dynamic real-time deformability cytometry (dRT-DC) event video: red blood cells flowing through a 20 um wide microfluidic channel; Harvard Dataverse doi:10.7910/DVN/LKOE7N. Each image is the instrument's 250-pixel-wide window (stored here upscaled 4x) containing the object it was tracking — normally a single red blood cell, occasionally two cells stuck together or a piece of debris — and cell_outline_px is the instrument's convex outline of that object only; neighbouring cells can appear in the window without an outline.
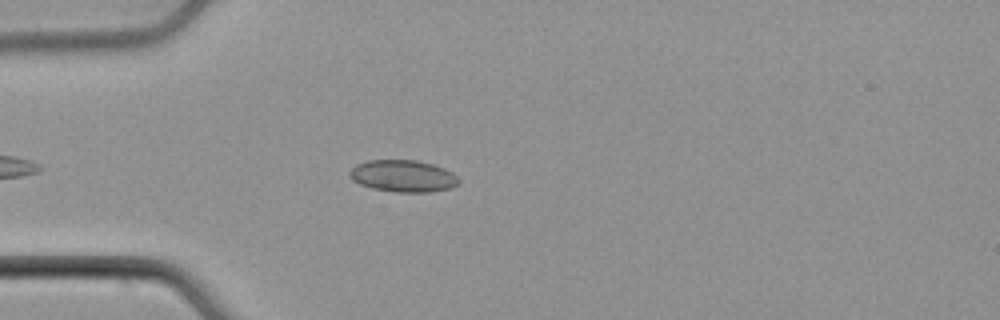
{"species": "common noctule bat (a hibernating species)", "species_latin": "Nyctalus noctula", "temperature_condition": "cold", "stored_images_in_passage": 45, "camera_frame_rate_fps": 3000, "um_per_image_px": 0.085, "animal": {"sex": "male", "body_mass_g": 21.5, "forearm_length_mm": 52.0}, "frame": {"image": 1, "passage_image": 7, "time_ms": 2.0, "image_size_px": [1000, 320], "cell_outline_px": [[460, 184], [452, 188], [428, 192], [396, 192], [372, 188], [360, 184], [352, 180], [348, 176], [348, 172], [356, 164], [368, 160], [416, 160], [432, 164], [444, 168], [452, 172], [460, 180]], "centroid_in_image_um": [34.26, 14.96], "position_along_channel_um": 50.7, "area_um2": 20.46}}
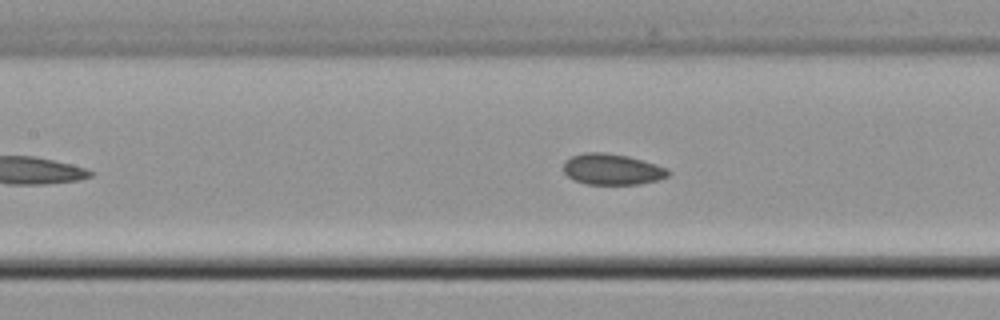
{"frame": {"image": 2, "passage_image": 16, "time_ms": 5.0, "image_size_px": [1000, 320], "cell_outline_px": [[672, 172], [668, 176], [656, 180], [640, 184], [588, 184], [576, 180], [568, 176], [564, 172], [564, 160], [572, 156], [584, 152], [604, 152], [628, 156], [656, 164], [668, 168]], "centroid_in_image_um": [52.05, 14.38], "position_along_channel_um": 155.4, "area_um2": 18.9}}
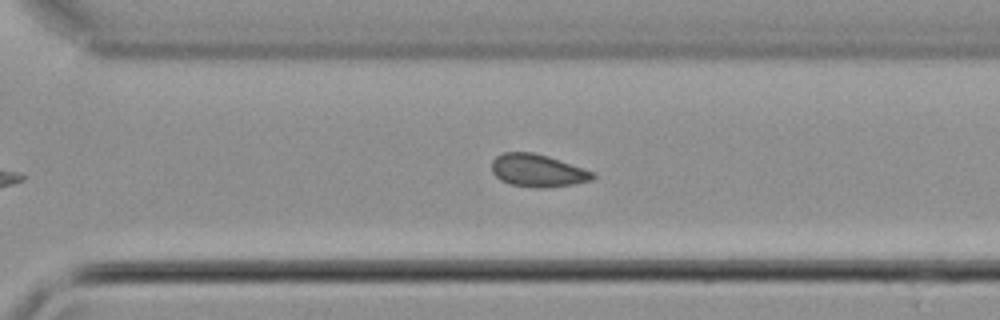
{"frame": {"image": 3, "passage_image": 29, "time_ms": 9.333, "image_size_px": [1000, 320], "cell_outline_px": [[596, 176], [592, 180], [572, 184], [544, 188], [536, 188], [512, 184], [500, 180], [492, 172], [492, 160], [496, 156], [504, 152], [532, 152], [548, 156], [596, 172]], "centroid_in_image_um": [45.72, 14.49], "position_along_channel_um": 324.9, "area_um2": 19.25}, "authors_computed_cell_mechanics": {"area_um2": 19.1896, "velocity_mm_per_s": 3.9137, "shape_relaxation_time_tau1_ms": null, "shape_relaxation_time_tau2_ms": 5.8477, "deformation_change_tau1": null, "deformation_change_tau2": 0.0929}}